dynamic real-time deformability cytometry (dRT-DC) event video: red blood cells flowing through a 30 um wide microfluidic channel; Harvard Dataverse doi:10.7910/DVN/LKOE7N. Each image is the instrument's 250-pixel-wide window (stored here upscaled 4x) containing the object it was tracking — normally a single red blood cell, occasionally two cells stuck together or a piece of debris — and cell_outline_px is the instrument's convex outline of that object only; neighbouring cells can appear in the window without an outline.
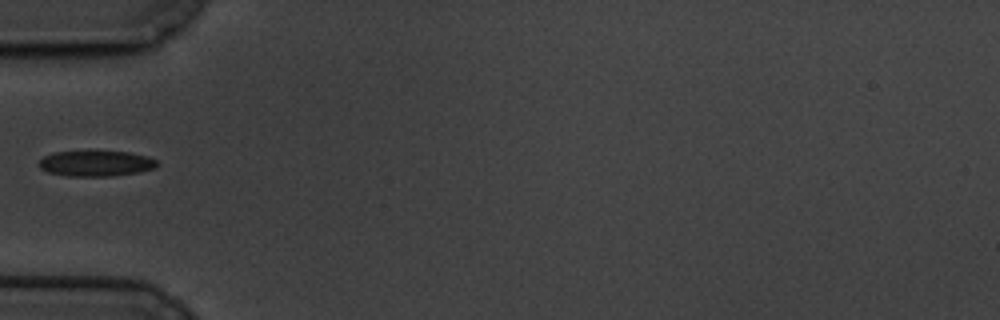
{"species": "common noctule bat (a hibernating species)", "species_latin": "Nyctalus noctula", "temperature_condition": "cold", "stored_images_in_passage": 41, "camera_frame_rate_fps": 3000, "um_per_image_px": 0.085, "animal": {"sex": "male", "body_mass_g": 19.5, "forearm_length_mm": 54.6}, "frame": {"image": 1, "passage_image": 1, "time_ms": 0.0, "image_size_px": [1000, 320], "cell_outline_px": [[160, 164], [156, 168], [140, 172], [112, 176], [64, 176], [48, 172], [40, 168], [40, 160], [44, 156], [52, 152], [96, 148], [128, 152], [148, 156], [156, 160]], "centroid_in_image_um": [8.17, 13.84], "position_along_channel_um": 76.8, "area_um2": 18.73}}
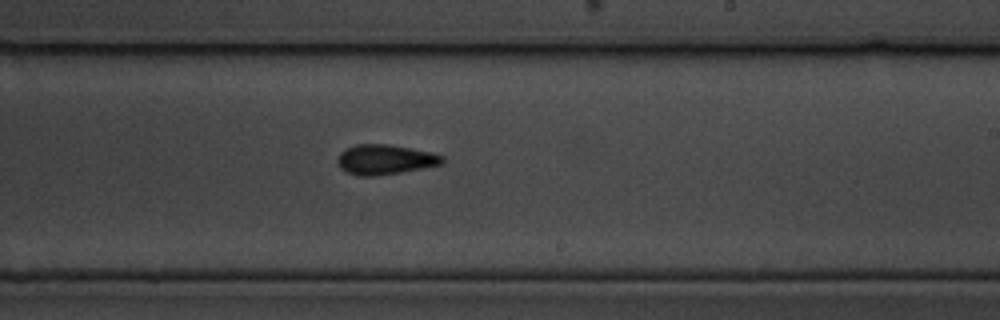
{"frame": {"image": 2, "passage_image": 17, "time_ms": 5.333, "image_size_px": [1000, 320], "cell_outline_px": [[444, 160], [440, 164], [400, 172], [372, 176], [360, 176], [348, 172], [340, 168], [336, 160], [340, 152], [344, 148], [356, 144], [388, 144], [412, 148], [444, 156]], "centroid_in_image_um": [32.66, 13.54], "position_along_channel_um": 256.3, "area_um2": 18.09}}
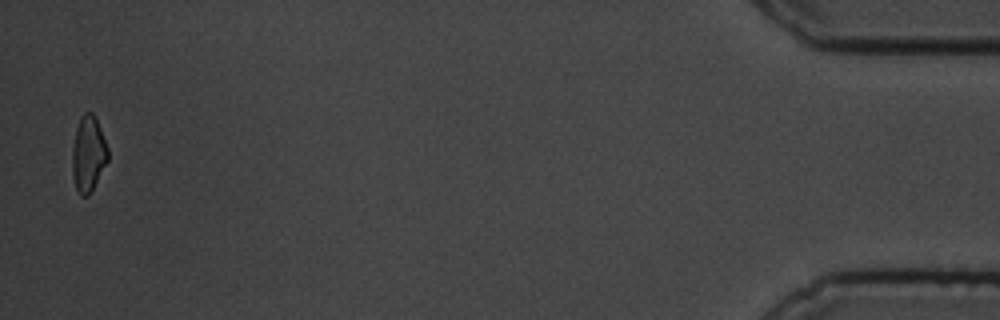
{"frame": {"image": 3, "passage_image": 40, "time_ms": 13.0, "image_size_px": [1000, 320], "cell_outline_px": [[108, 160], [88, 196], [80, 196], [76, 188], [72, 176], [72, 148], [76, 128], [80, 116], [84, 112], [92, 112], [96, 116], [108, 148]], "centroid_in_image_um": [7.49, 13.05], "position_along_channel_um": 427.7, "area_um2": 15.84}}